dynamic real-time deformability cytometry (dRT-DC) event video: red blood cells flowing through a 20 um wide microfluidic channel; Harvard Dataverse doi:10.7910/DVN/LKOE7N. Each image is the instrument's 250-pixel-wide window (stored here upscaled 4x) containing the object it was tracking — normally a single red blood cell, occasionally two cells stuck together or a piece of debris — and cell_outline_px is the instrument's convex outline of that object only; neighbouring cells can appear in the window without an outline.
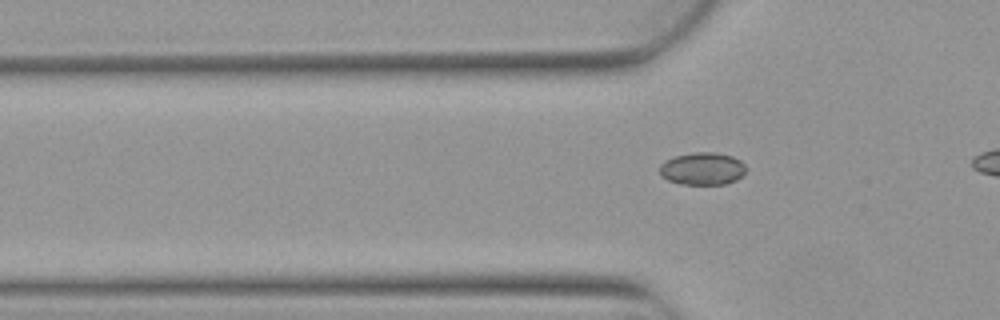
{"species": "Egyptian fruit bat (a non-hibernating species)", "species_latin": "Rousettus aegyptiacus", "temperature_condition": "warm", "stored_images_in_passage": 7, "segment_of_instrument_passage": [2, 2], "camera_frame_rate_fps": 3000, "um_per_image_px": 0.085, "animal": {"sex": "female"}, "frame": {"image": 1, "passage_image": 7, "time_ms": 2.0, "image_size_px": [1000, 320], "cell_outline_px": [[748, 168], [736, 180], [724, 184], [680, 184], [668, 180], [660, 176], [660, 164], [664, 160], [676, 156], [692, 152], [716, 152], [732, 156], [740, 160]], "centroid_in_image_um": [59.69, 14.33], "position_along_channel_um": 66.1, "area_um2": 16.47}}